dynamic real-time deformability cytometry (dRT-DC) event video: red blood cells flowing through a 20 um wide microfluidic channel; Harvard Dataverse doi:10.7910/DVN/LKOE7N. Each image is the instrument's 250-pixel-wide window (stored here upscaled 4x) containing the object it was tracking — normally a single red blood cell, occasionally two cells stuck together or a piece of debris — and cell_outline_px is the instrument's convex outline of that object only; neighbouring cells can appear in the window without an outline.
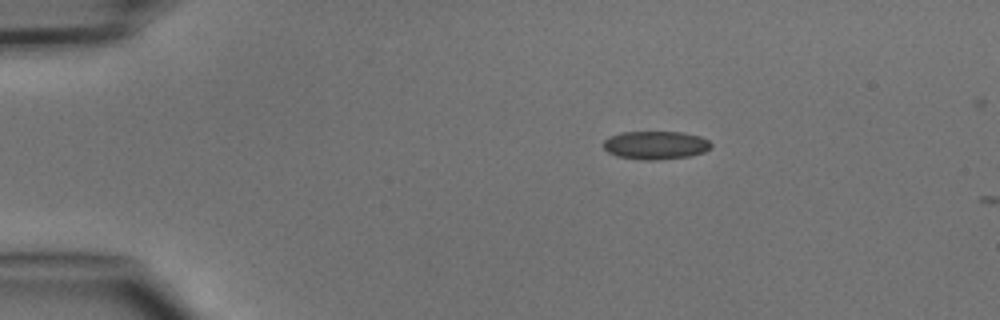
{"species": "common noctule bat (a hibernating species)", "species_latin": "Nyctalus noctula", "temperature_condition": "cold", "stored_images_in_passage": 4, "camera_frame_rate_fps": 3000, "um_per_image_px": 0.085, "animal": {"sex": "male", "body_mass_g": 15.6}, "frame": {"image": 1, "passage_image": 3, "time_ms": 2.333, "image_size_px": [1000, 320], "cell_outline_px": [[712, 148], [704, 152], [688, 156], [656, 160], [644, 160], [616, 156], [608, 152], [600, 144], [608, 136], [620, 132], [684, 132], [700, 136], [708, 140], [712, 144]], "centroid_in_image_um": [55.7, 12.33], "position_along_channel_um": 29.3, "area_um2": 17.98}}